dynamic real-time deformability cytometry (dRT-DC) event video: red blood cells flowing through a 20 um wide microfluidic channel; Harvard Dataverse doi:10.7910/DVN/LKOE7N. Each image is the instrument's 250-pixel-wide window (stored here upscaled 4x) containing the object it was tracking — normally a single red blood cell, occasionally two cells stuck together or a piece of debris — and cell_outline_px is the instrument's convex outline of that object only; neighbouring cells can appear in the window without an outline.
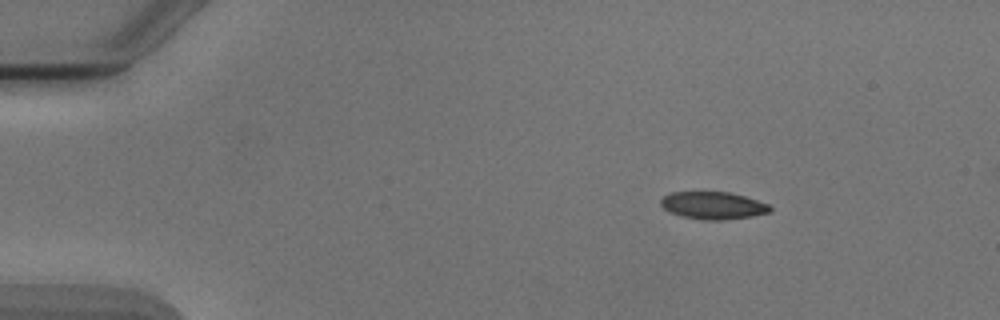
{"species": "Egyptian fruit bat (a non-hibernating species)", "species_latin": "Rousettus aegyptiacus", "temperature_condition": "cold", "stored_images_in_passage": 4, "camera_frame_rate_fps": 3000, "um_per_image_px": 0.085, "animal": {"sex": "male"}, "frame": {"image": 1, "passage_image": 1, "time_ms": 0.0, "image_size_px": [1000, 320], "cell_outline_px": [[772, 212], [752, 216], [720, 220], [704, 220], [684, 216], [668, 212], [660, 204], [660, 200], [664, 196], [672, 192], [728, 192], [744, 196], [768, 204], [772, 208]], "centroid_in_image_um": [60.61, 17.46], "position_along_channel_um": 24.4, "area_um2": 17.34}}
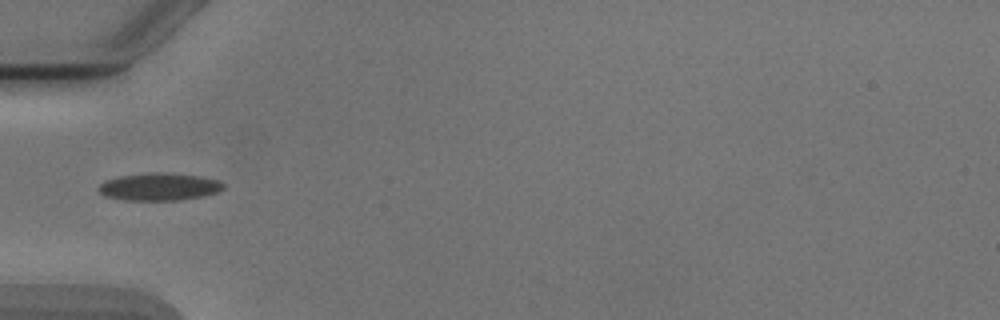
{"frame": {"image": 2, "passage_image": 4, "time_ms": 3.333, "image_size_px": [1000, 320], "cell_outline_px": [[224, 188], [216, 192], [204, 196], [180, 200], [124, 200], [104, 196], [96, 188], [104, 180], [120, 176], [148, 172], [160, 172], [200, 176], [220, 180], [224, 184]], "centroid_in_image_um": [13.51, 15.87], "position_along_channel_um": 71.5, "area_um2": 20.17}}